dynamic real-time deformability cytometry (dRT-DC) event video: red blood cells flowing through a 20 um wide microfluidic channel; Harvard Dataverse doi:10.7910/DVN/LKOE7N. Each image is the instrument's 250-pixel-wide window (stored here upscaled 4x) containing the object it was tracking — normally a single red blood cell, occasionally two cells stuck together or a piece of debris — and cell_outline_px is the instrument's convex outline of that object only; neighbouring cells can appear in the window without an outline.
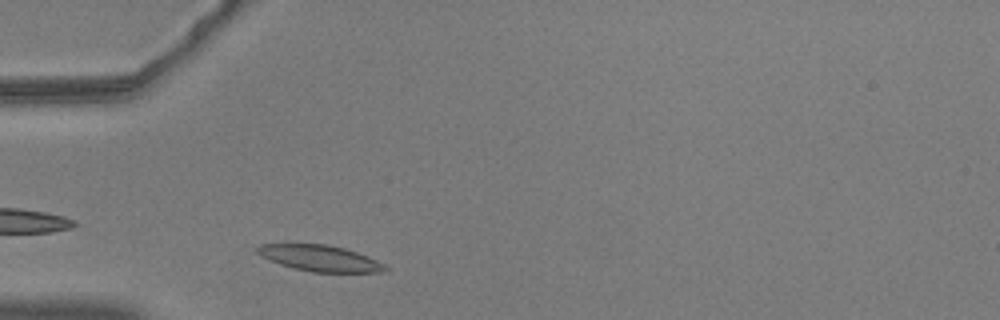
{"species": "common noctule bat (a hibernating species)", "species_latin": "Nyctalus noctula", "temperature_condition": "warm", "stored_images_in_passage": 39, "camera_frame_rate_fps": 3000, "um_per_image_px": 0.085, "animal": {"sex": "male", "body_mass_g": 20.5, "forearm_length_mm": 52.5}, "frame": {"image": 1, "passage_image": 3, "time_ms": 0.667, "image_size_px": [1000, 320], "cell_outline_px": [[388, 272], [312, 272], [292, 268], [268, 260], [260, 256], [256, 252], [256, 248], [260, 244], [328, 244], [344, 248], [356, 252], [376, 260], [384, 264], [388, 268]], "centroid_in_image_um": [27.17, 21.95], "position_along_channel_um": 57.8, "area_um2": 19.48}}
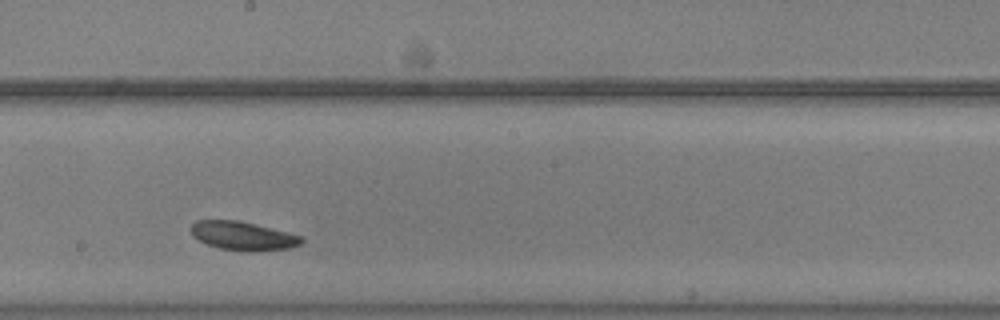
{"frame": {"image": 2, "passage_image": 18, "time_ms": 5.667, "image_size_px": [1000, 320], "cell_outline_px": [[304, 240], [300, 244], [288, 248], [220, 248], [208, 244], [192, 236], [188, 228], [196, 220], [236, 220], [288, 232], [300, 236]], "centroid_in_image_um": [20.55, 19.98], "position_along_channel_um": 227.6, "area_um2": 17.34}}
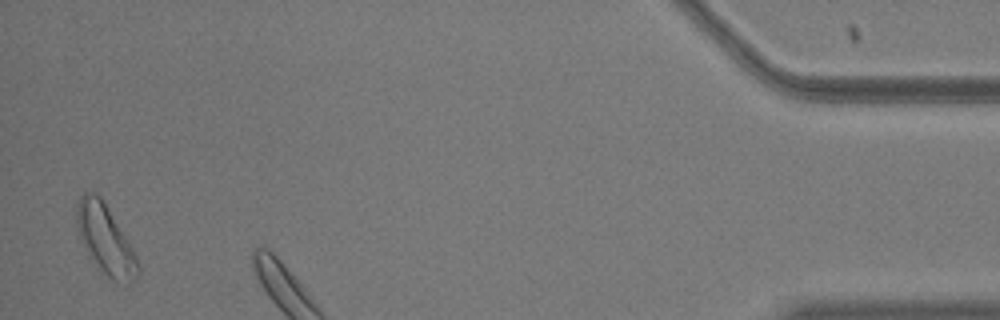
{"frame": {"image": 3, "passage_image": 38, "time_ms": 12.333, "image_size_px": [1000, 320], "cell_outline_px": [[140, 272], [132, 284], [128, 288], [112, 280], [100, 268], [88, 252], [80, 240], [76, 220], [76, 204], [80, 196], [84, 192], [96, 192], [104, 200], [136, 256], [140, 264]], "centroid_in_image_um": [8.98, 20.38], "position_along_channel_um": 426.2, "area_um2": 24.74}, "authors_computed_cell_mechanics": {"area_um2": 19.074, "velocity_mm_per_s": 3.5187, "shape_relaxation_time_tau1_ms": 1.2439, "shape_relaxation_time_tau2_ms": null, "deformation_change_tau1": 0.0581, "deformation_change_tau2": null}}